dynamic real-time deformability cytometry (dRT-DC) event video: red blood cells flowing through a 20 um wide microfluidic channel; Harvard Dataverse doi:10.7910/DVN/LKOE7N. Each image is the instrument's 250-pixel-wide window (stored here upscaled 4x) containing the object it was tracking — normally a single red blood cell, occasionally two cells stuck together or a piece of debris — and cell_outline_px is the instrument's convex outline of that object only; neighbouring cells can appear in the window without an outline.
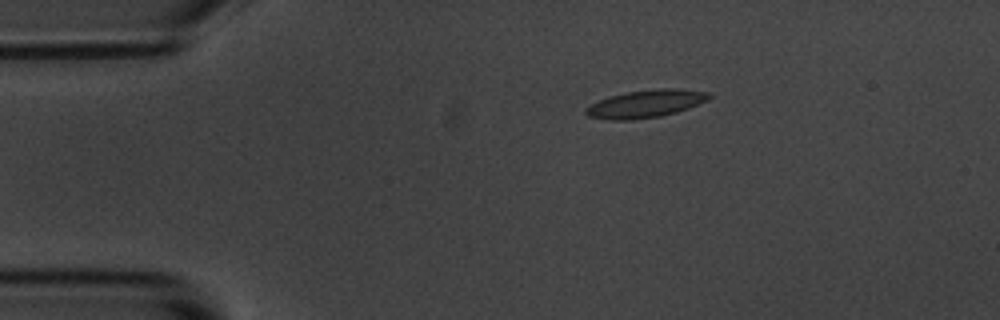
{"species": "common noctule bat (a hibernating species)", "species_latin": "Nyctalus noctula", "temperature_condition": "room temperature", "stored_images_in_passage": 8, "camera_frame_rate_fps": 3000, "um_per_image_px": 0.085, "animal": {"sex": "male", "body_mass_g": 20.1, "forearm_length_mm": 53.5}, "frame": {"image": 1, "passage_image": 3, "time_ms": 2.333, "image_size_px": [1000, 320], "cell_outline_px": [[712, 96], [708, 100], [688, 108], [676, 112], [660, 116], [628, 120], [608, 120], [588, 116], [584, 112], [584, 108], [608, 96], [624, 92], [660, 88], [680, 88], [708, 92]], "centroid_in_image_um": [54.88, 8.81], "position_along_channel_um": 30.1, "area_um2": 19.94}}
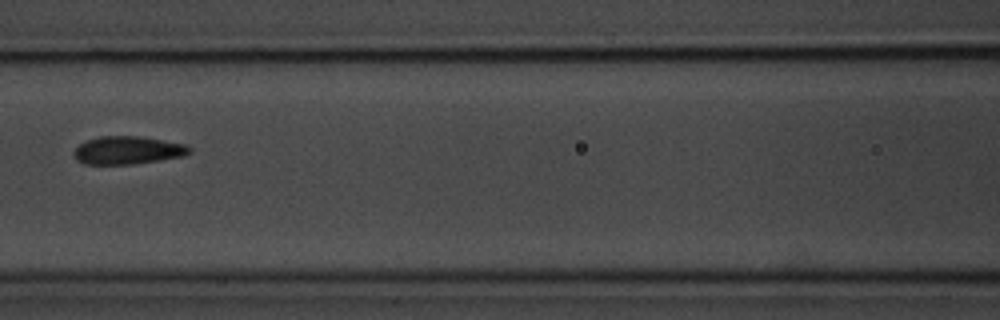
{"frame": {"image": 2, "passage_image": 7, "time_ms": 7.0, "image_size_px": [1000, 320], "cell_outline_px": [[192, 152], [184, 156], [160, 160], [132, 164], [84, 164], [76, 160], [72, 152], [80, 144], [88, 140], [100, 136], [140, 136], [188, 144], [192, 148]], "centroid_in_image_um": [10.89, 12.77], "position_along_channel_um": 155.7, "area_um2": 19.02}}
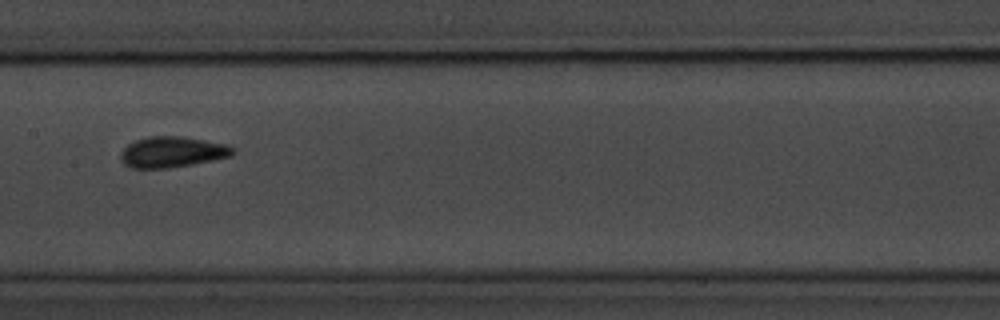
{"frame": {"image": 3, "passage_image": 8, "time_ms": 8.0, "image_size_px": [1000, 320], "cell_outline_px": [[232, 156], [192, 164], [168, 168], [128, 168], [124, 164], [120, 156], [120, 152], [128, 144], [136, 140], [148, 136], [180, 136], [228, 144], [232, 148]], "centroid_in_image_um": [14.6, 12.92], "position_along_channel_um": 192.8, "area_um2": 20.06}}